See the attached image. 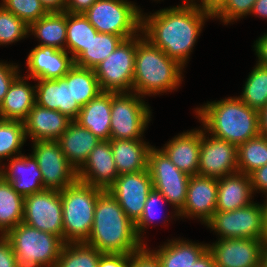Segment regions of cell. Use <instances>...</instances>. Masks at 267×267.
Returning a JSON list of instances; mask_svg holds the SVG:
<instances>
[{"instance_id": "6da1fadb", "label": "cell", "mask_w": 267, "mask_h": 267, "mask_svg": "<svg viewBox=\"0 0 267 267\" xmlns=\"http://www.w3.org/2000/svg\"><path fill=\"white\" fill-rule=\"evenodd\" d=\"M208 18H212L209 13L194 7L161 9L148 17L142 14L141 33L184 67Z\"/></svg>"}, {"instance_id": "7a4b0ae2", "label": "cell", "mask_w": 267, "mask_h": 267, "mask_svg": "<svg viewBox=\"0 0 267 267\" xmlns=\"http://www.w3.org/2000/svg\"><path fill=\"white\" fill-rule=\"evenodd\" d=\"M85 243L102 253L124 254H132L146 245L138 238L135 223L109 190L98 196L91 233Z\"/></svg>"}, {"instance_id": "3957f363", "label": "cell", "mask_w": 267, "mask_h": 267, "mask_svg": "<svg viewBox=\"0 0 267 267\" xmlns=\"http://www.w3.org/2000/svg\"><path fill=\"white\" fill-rule=\"evenodd\" d=\"M196 110L203 129L215 138L238 146L260 134L259 111L238 97L208 102Z\"/></svg>"}, {"instance_id": "277c9868", "label": "cell", "mask_w": 267, "mask_h": 267, "mask_svg": "<svg viewBox=\"0 0 267 267\" xmlns=\"http://www.w3.org/2000/svg\"><path fill=\"white\" fill-rule=\"evenodd\" d=\"M138 36L136 35L132 91L144 97L176 90L184 67L169 58L160 48L153 46L144 36Z\"/></svg>"}, {"instance_id": "5b68a950", "label": "cell", "mask_w": 267, "mask_h": 267, "mask_svg": "<svg viewBox=\"0 0 267 267\" xmlns=\"http://www.w3.org/2000/svg\"><path fill=\"white\" fill-rule=\"evenodd\" d=\"M103 191L77 180L60 191L64 243L86 242L93 225L96 202Z\"/></svg>"}, {"instance_id": "8992f818", "label": "cell", "mask_w": 267, "mask_h": 267, "mask_svg": "<svg viewBox=\"0 0 267 267\" xmlns=\"http://www.w3.org/2000/svg\"><path fill=\"white\" fill-rule=\"evenodd\" d=\"M4 237L11 244L18 267H55L65 244L59 236L23 222Z\"/></svg>"}, {"instance_id": "52a82bcc", "label": "cell", "mask_w": 267, "mask_h": 267, "mask_svg": "<svg viewBox=\"0 0 267 267\" xmlns=\"http://www.w3.org/2000/svg\"><path fill=\"white\" fill-rule=\"evenodd\" d=\"M83 14L98 33L126 40L141 32V11L127 0H97Z\"/></svg>"}, {"instance_id": "ba28073f", "label": "cell", "mask_w": 267, "mask_h": 267, "mask_svg": "<svg viewBox=\"0 0 267 267\" xmlns=\"http://www.w3.org/2000/svg\"><path fill=\"white\" fill-rule=\"evenodd\" d=\"M111 92L110 140L142 139L151 111L137 93Z\"/></svg>"}, {"instance_id": "9c48e42d", "label": "cell", "mask_w": 267, "mask_h": 267, "mask_svg": "<svg viewBox=\"0 0 267 267\" xmlns=\"http://www.w3.org/2000/svg\"><path fill=\"white\" fill-rule=\"evenodd\" d=\"M219 239L249 238L267 241L263 206L257 203L233 211H215L205 223Z\"/></svg>"}, {"instance_id": "30bf717a", "label": "cell", "mask_w": 267, "mask_h": 267, "mask_svg": "<svg viewBox=\"0 0 267 267\" xmlns=\"http://www.w3.org/2000/svg\"><path fill=\"white\" fill-rule=\"evenodd\" d=\"M135 55L136 36L123 40L93 69L101 91L118 93L133 89Z\"/></svg>"}, {"instance_id": "8fae6325", "label": "cell", "mask_w": 267, "mask_h": 267, "mask_svg": "<svg viewBox=\"0 0 267 267\" xmlns=\"http://www.w3.org/2000/svg\"><path fill=\"white\" fill-rule=\"evenodd\" d=\"M147 169L153 188L160 192L176 209L174 216L183 209L190 176L180 171L161 149L151 147L148 153Z\"/></svg>"}, {"instance_id": "7c38bea8", "label": "cell", "mask_w": 267, "mask_h": 267, "mask_svg": "<svg viewBox=\"0 0 267 267\" xmlns=\"http://www.w3.org/2000/svg\"><path fill=\"white\" fill-rule=\"evenodd\" d=\"M32 155L38 162L45 189L61 191L78 180L77 171L57 141L33 142Z\"/></svg>"}, {"instance_id": "4fadbf2b", "label": "cell", "mask_w": 267, "mask_h": 267, "mask_svg": "<svg viewBox=\"0 0 267 267\" xmlns=\"http://www.w3.org/2000/svg\"><path fill=\"white\" fill-rule=\"evenodd\" d=\"M23 223L52 233L63 240L62 201L60 191L44 189L24 197Z\"/></svg>"}, {"instance_id": "5bb4252c", "label": "cell", "mask_w": 267, "mask_h": 267, "mask_svg": "<svg viewBox=\"0 0 267 267\" xmlns=\"http://www.w3.org/2000/svg\"><path fill=\"white\" fill-rule=\"evenodd\" d=\"M266 243L261 239H219L212 245L207 244V249L217 267H260Z\"/></svg>"}, {"instance_id": "9a60e30c", "label": "cell", "mask_w": 267, "mask_h": 267, "mask_svg": "<svg viewBox=\"0 0 267 267\" xmlns=\"http://www.w3.org/2000/svg\"><path fill=\"white\" fill-rule=\"evenodd\" d=\"M153 189L147 170L121 174L108 189L125 214L134 223L141 217L149 192Z\"/></svg>"}, {"instance_id": "2e32d148", "label": "cell", "mask_w": 267, "mask_h": 267, "mask_svg": "<svg viewBox=\"0 0 267 267\" xmlns=\"http://www.w3.org/2000/svg\"><path fill=\"white\" fill-rule=\"evenodd\" d=\"M206 133L201 130L198 175L219 179L238 172L237 145L213 136L209 139Z\"/></svg>"}, {"instance_id": "e0dca14e", "label": "cell", "mask_w": 267, "mask_h": 267, "mask_svg": "<svg viewBox=\"0 0 267 267\" xmlns=\"http://www.w3.org/2000/svg\"><path fill=\"white\" fill-rule=\"evenodd\" d=\"M35 85L36 104L46 109L56 110L71 120L78 117L81 106L73 99L71 92V68L63 78L37 79Z\"/></svg>"}, {"instance_id": "ac0fdd59", "label": "cell", "mask_w": 267, "mask_h": 267, "mask_svg": "<svg viewBox=\"0 0 267 267\" xmlns=\"http://www.w3.org/2000/svg\"><path fill=\"white\" fill-rule=\"evenodd\" d=\"M119 176L109 140H101L77 171L80 182L108 190Z\"/></svg>"}, {"instance_id": "d6986e66", "label": "cell", "mask_w": 267, "mask_h": 267, "mask_svg": "<svg viewBox=\"0 0 267 267\" xmlns=\"http://www.w3.org/2000/svg\"><path fill=\"white\" fill-rule=\"evenodd\" d=\"M217 179L207 176H190L185 205L178 213L181 217H197L206 223L216 211Z\"/></svg>"}, {"instance_id": "ffe728a7", "label": "cell", "mask_w": 267, "mask_h": 267, "mask_svg": "<svg viewBox=\"0 0 267 267\" xmlns=\"http://www.w3.org/2000/svg\"><path fill=\"white\" fill-rule=\"evenodd\" d=\"M65 50L55 47L38 45L31 50L27 57V67L30 72L28 79L63 78L74 65L72 57Z\"/></svg>"}, {"instance_id": "44dd1931", "label": "cell", "mask_w": 267, "mask_h": 267, "mask_svg": "<svg viewBox=\"0 0 267 267\" xmlns=\"http://www.w3.org/2000/svg\"><path fill=\"white\" fill-rule=\"evenodd\" d=\"M72 121L59 111L35 103L23 121L26 139L30 136L32 142L57 141Z\"/></svg>"}, {"instance_id": "7402d4cb", "label": "cell", "mask_w": 267, "mask_h": 267, "mask_svg": "<svg viewBox=\"0 0 267 267\" xmlns=\"http://www.w3.org/2000/svg\"><path fill=\"white\" fill-rule=\"evenodd\" d=\"M7 167L0 168V175L21 196L26 197L45 189L38 162L32 154L13 156Z\"/></svg>"}, {"instance_id": "603a6c76", "label": "cell", "mask_w": 267, "mask_h": 267, "mask_svg": "<svg viewBox=\"0 0 267 267\" xmlns=\"http://www.w3.org/2000/svg\"><path fill=\"white\" fill-rule=\"evenodd\" d=\"M201 129L184 132L161 149L170 161L189 176L198 175Z\"/></svg>"}, {"instance_id": "cb8c5ba5", "label": "cell", "mask_w": 267, "mask_h": 267, "mask_svg": "<svg viewBox=\"0 0 267 267\" xmlns=\"http://www.w3.org/2000/svg\"><path fill=\"white\" fill-rule=\"evenodd\" d=\"M216 211H233L252 203V184L248 174L235 172L217 179Z\"/></svg>"}, {"instance_id": "d4e9b609", "label": "cell", "mask_w": 267, "mask_h": 267, "mask_svg": "<svg viewBox=\"0 0 267 267\" xmlns=\"http://www.w3.org/2000/svg\"><path fill=\"white\" fill-rule=\"evenodd\" d=\"M100 141L91 131L74 120L57 140L66 159L76 171L84 165L90 152Z\"/></svg>"}, {"instance_id": "484cf974", "label": "cell", "mask_w": 267, "mask_h": 267, "mask_svg": "<svg viewBox=\"0 0 267 267\" xmlns=\"http://www.w3.org/2000/svg\"><path fill=\"white\" fill-rule=\"evenodd\" d=\"M74 121L91 131L99 140H110L111 92L102 91L82 106Z\"/></svg>"}, {"instance_id": "4316f807", "label": "cell", "mask_w": 267, "mask_h": 267, "mask_svg": "<svg viewBox=\"0 0 267 267\" xmlns=\"http://www.w3.org/2000/svg\"><path fill=\"white\" fill-rule=\"evenodd\" d=\"M18 75L0 104V119L24 121L35 105V87ZM25 80V81H24Z\"/></svg>"}, {"instance_id": "83f0119b", "label": "cell", "mask_w": 267, "mask_h": 267, "mask_svg": "<svg viewBox=\"0 0 267 267\" xmlns=\"http://www.w3.org/2000/svg\"><path fill=\"white\" fill-rule=\"evenodd\" d=\"M109 141L119 175L147 170L148 153L152 146L141 139Z\"/></svg>"}, {"instance_id": "f1b7e54d", "label": "cell", "mask_w": 267, "mask_h": 267, "mask_svg": "<svg viewBox=\"0 0 267 267\" xmlns=\"http://www.w3.org/2000/svg\"><path fill=\"white\" fill-rule=\"evenodd\" d=\"M67 12H48L29 26V33L41 40L39 45L66 51Z\"/></svg>"}, {"instance_id": "f546056e", "label": "cell", "mask_w": 267, "mask_h": 267, "mask_svg": "<svg viewBox=\"0 0 267 267\" xmlns=\"http://www.w3.org/2000/svg\"><path fill=\"white\" fill-rule=\"evenodd\" d=\"M199 244L174 239L157 251H152L159 258L162 267H191L207 250L206 244Z\"/></svg>"}, {"instance_id": "4dcf8cb0", "label": "cell", "mask_w": 267, "mask_h": 267, "mask_svg": "<svg viewBox=\"0 0 267 267\" xmlns=\"http://www.w3.org/2000/svg\"><path fill=\"white\" fill-rule=\"evenodd\" d=\"M24 197L18 194L0 175V235L23 222Z\"/></svg>"}, {"instance_id": "1f68e13d", "label": "cell", "mask_w": 267, "mask_h": 267, "mask_svg": "<svg viewBox=\"0 0 267 267\" xmlns=\"http://www.w3.org/2000/svg\"><path fill=\"white\" fill-rule=\"evenodd\" d=\"M97 33L83 13H67L66 51L71 53L73 61L86 50Z\"/></svg>"}, {"instance_id": "d6a6232c", "label": "cell", "mask_w": 267, "mask_h": 267, "mask_svg": "<svg viewBox=\"0 0 267 267\" xmlns=\"http://www.w3.org/2000/svg\"><path fill=\"white\" fill-rule=\"evenodd\" d=\"M121 36L97 33L92 37L86 50L74 61L80 67L94 69L105 60L123 41Z\"/></svg>"}, {"instance_id": "836d02e7", "label": "cell", "mask_w": 267, "mask_h": 267, "mask_svg": "<svg viewBox=\"0 0 267 267\" xmlns=\"http://www.w3.org/2000/svg\"><path fill=\"white\" fill-rule=\"evenodd\" d=\"M238 172L250 174L267 164V137L259 134L237 146Z\"/></svg>"}, {"instance_id": "e575fe53", "label": "cell", "mask_w": 267, "mask_h": 267, "mask_svg": "<svg viewBox=\"0 0 267 267\" xmlns=\"http://www.w3.org/2000/svg\"><path fill=\"white\" fill-rule=\"evenodd\" d=\"M244 104L260 111L267 104V66L256 64L238 97Z\"/></svg>"}, {"instance_id": "d590c367", "label": "cell", "mask_w": 267, "mask_h": 267, "mask_svg": "<svg viewBox=\"0 0 267 267\" xmlns=\"http://www.w3.org/2000/svg\"><path fill=\"white\" fill-rule=\"evenodd\" d=\"M102 254L85 242L66 243L62 247L55 267H98Z\"/></svg>"}, {"instance_id": "8d00e7d4", "label": "cell", "mask_w": 267, "mask_h": 267, "mask_svg": "<svg viewBox=\"0 0 267 267\" xmlns=\"http://www.w3.org/2000/svg\"><path fill=\"white\" fill-rule=\"evenodd\" d=\"M71 92L81 107L102 92L94 70L74 64L71 67Z\"/></svg>"}, {"instance_id": "74e56055", "label": "cell", "mask_w": 267, "mask_h": 267, "mask_svg": "<svg viewBox=\"0 0 267 267\" xmlns=\"http://www.w3.org/2000/svg\"><path fill=\"white\" fill-rule=\"evenodd\" d=\"M26 140L23 121L0 119V160L21 155L20 148Z\"/></svg>"}, {"instance_id": "f35d334b", "label": "cell", "mask_w": 267, "mask_h": 267, "mask_svg": "<svg viewBox=\"0 0 267 267\" xmlns=\"http://www.w3.org/2000/svg\"><path fill=\"white\" fill-rule=\"evenodd\" d=\"M28 33L29 26L0 5V45L19 41Z\"/></svg>"}, {"instance_id": "ab89813d", "label": "cell", "mask_w": 267, "mask_h": 267, "mask_svg": "<svg viewBox=\"0 0 267 267\" xmlns=\"http://www.w3.org/2000/svg\"><path fill=\"white\" fill-rule=\"evenodd\" d=\"M1 5L28 26L45 16L48 12L40 0H2Z\"/></svg>"}, {"instance_id": "60d3db41", "label": "cell", "mask_w": 267, "mask_h": 267, "mask_svg": "<svg viewBox=\"0 0 267 267\" xmlns=\"http://www.w3.org/2000/svg\"><path fill=\"white\" fill-rule=\"evenodd\" d=\"M163 202L165 203L168 201L160 192L153 188L147 196L141 217L135 222L137 236L142 242L143 240L141 238L143 236H141V232H144L145 228L154 221L153 219L156 217L155 213L158 210L157 208L159 207V204L163 205Z\"/></svg>"}, {"instance_id": "b9f144b4", "label": "cell", "mask_w": 267, "mask_h": 267, "mask_svg": "<svg viewBox=\"0 0 267 267\" xmlns=\"http://www.w3.org/2000/svg\"><path fill=\"white\" fill-rule=\"evenodd\" d=\"M256 0H227L224 6L213 16L222 20L225 24L232 20L251 14Z\"/></svg>"}, {"instance_id": "7bdbcfd3", "label": "cell", "mask_w": 267, "mask_h": 267, "mask_svg": "<svg viewBox=\"0 0 267 267\" xmlns=\"http://www.w3.org/2000/svg\"><path fill=\"white\" fill-rule=\"evenodd\" d=\"M130 267H162L159 258L144 245L131 254Z\"/></svg>"}, {"instance_id": "ee69618b", "label": "cell", "mask_w": 267, "mask_h": 267, "mask_svg": "<svg viewBox=\"0 0 267 267\" xmlns=\"http://www.w3.org/2000/svg\"><path fill=\"white\" fill-rule=\"evenodd\" d=\"M18 65L0 62V104L3 101L13 80L19 75Z\"/></svg>"}, {"instance_id": "f6af8a7d", "label": "cell", "mask_w": 267, "mask_h": 267, "mask_svg": "<svg viewBox=\"0 0 267 267\" xmlns=\"http://www.w3.org/2000/svg\"><path fill=\"white\" fill-rule=\"evenodd\" d=\"M131 254L103 253L100 256L98 267H130Z\"/></svg>"}, {"instance_id": "bcb514c9", "label": "cell", "mask_w": 267, "mask_h": 267, "mask_svg": "<svg viewBox=\"0 0 267 267\" xmlns=\"http://www.w3.org/2000/svg\"><path fill=\"white\" fill-rule=\"evenodd\" d=\"M0 267H18L11 244L4 236H0Z\"/></svg>"}, {"instance_id": "7dc6e473", "label": "cell", "mask_w": 267, "mask_h": 267, "mask_svg": "<svg viewBox=\"0 0 267 267\" xmlns=\"http://www.w3.org/2000/svg\"><path fill=\"white\" fill-rule=\"evenodd\" d=\"M252 184L253 192L259 190L267 194V164L255 169L249 174Z\"/></svg>"}, {"instance_id": "c3c4849f", "label": "cell", "mask_w": 267, "mask_h": 267, "mask_svg": "<svg viewBox=\"0 0 267 267\" xmlns=\"http://www.w3.org/2000/svg\"><path fill=\"white\" fill-rule=\"evenodd\" d=\"M97 0H67L65 12L67 13H84Z\"/></svg>"}, {"instance_id": "681fc988", "label": "cell", "mask_w": 267, "mask_h": 267, "mask_svg": "<svg viewBox=\"0 0 267 267\" xmlns=\"http://www.w3.org/2000/svg\"><path fill=\"white\" fill-rule=\"evenodd\" d=\"M254 47L258 57V64L267 66V33L256 40Z\"/></svg>"}, {"instance_id": "f907efd6", "label": "cell", "mask_w": 267, "mask_h": 267, "mask_svg": "<svg viewBox=\"0 0 267 267\" xmlns=\"http://www.w3.org/2000/svg\"><path fill=\"white\" fill-rule=\"evenodd\" d=\"M226 2L227 0H201L198 9L209 13L213 17Z\"/></svg>"}, {"instance_id": "816d5d0a", "label": "cell", "mask_w": 267, "mask_h": 267, "mask_svg": "<svg viewBox=\"0 0 267 267\" xmlns=\"http://www.w3.org/2000/svg\"><path fill=\"white\" fill-rule=\"evenodd\" d=\"M47 12H65L67 0H40Z\"/></svg>"}, {"instance_id": "f5cc1de1", "label": "cell", "mask_w": 267, "mask_h": 267, "mask_svg": "<svg viewBox=\"0 0 267 267\" xmlns=\"http://www.w3.org/2000/svg\"><path fill=\"white\" fill-rule=\"evenodd\" d=\"M191 267H217L208 249L192 264Z\"/></svg>"}, {"instance_id": "db71d44e", "label": "cell", "mask_w": 267, "mask_h": 267, "mask_svg": "<svg viewBox=\"0 0 267 267\" xmlns=\"http://www.w3.org/2000/svg\"><path fill=\"white\" fill-rule=\"evenodd\" d=\"M251 13L267 18V0H256Z\"/></svg>"}, {"instance_id": "11a10c76", "label": "cell", "mask_w": 267, "mask_h": 267, "mask_svg": "<svg viewBox=\"0 0 267 267\" xmlns=\"http://www.w3.org/2000/svg\"><path fill=\"white\" fill-rule=\"evenodd\" d=\"M259 130L267 137V104L259 111Z\"/></svg>"}, {"instance_id": "9f6ffc18", "label": "cell", "mask_w": 267, "mask_h": 267, "mask_svg": "<svg viewBox=\"0 0 267 267\" xmlns=\"http://www.w3.org/2000/svg\"><path fill=\"white\" fill-rule=\"evenodd\" d=\"M260 267H267V243L262 250Z\"/></svg>"}, {"instance_id": "6f0895ef", "label": "cell", "mask_w": 267, "mask_h": 267, "mask_svg": "<svg viewBox=\"0 0 267 267\" xmlns=\"http://www.w3.org/2000/svg\"><path fill=\"white\" fill-rule=\"evenodd\" d=\"M266 198H267V194H266ZM263 206V212H264V224H265V230L267 233V199L264 202V204H262Z\"/></svg>"}, {"instance_id": "680465c9", "label": "cell", "mask_w": 267, "mask_h": 267, "mask_svg": "<svg viewBox=\"0 0 267 267\" xmlns=\"http://www.w3.org/2000/svg\"><path fill=\"white\" fill-rule=\"evenodd\" d=\"M184 4L181 5V7H194V8H198V4L193 2V0H184ZM192 2V3H191Z\"/></svg>"}]
</instances>
